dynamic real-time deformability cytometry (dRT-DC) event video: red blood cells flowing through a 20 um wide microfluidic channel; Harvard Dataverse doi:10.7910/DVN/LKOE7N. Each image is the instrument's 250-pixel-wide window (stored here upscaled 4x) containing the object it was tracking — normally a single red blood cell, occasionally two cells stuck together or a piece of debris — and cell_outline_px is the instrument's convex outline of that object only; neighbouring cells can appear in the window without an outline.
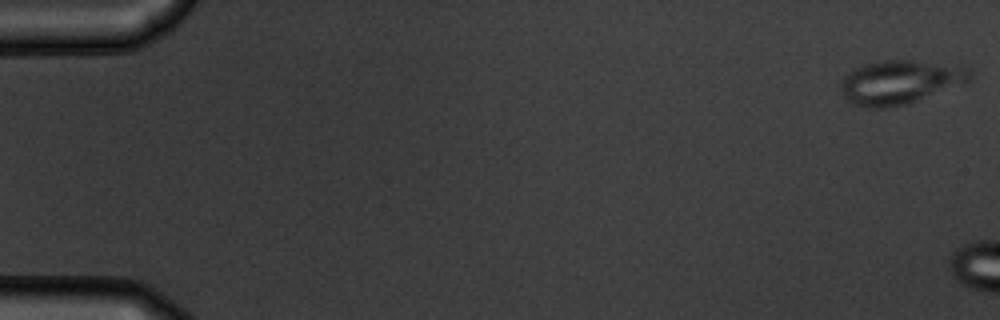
{"species": "common noctule bat (a hibernating species)", "species_latin": "Nyctalus noctula", "temperature_condition": "warm", "stored_images_in_passage": 8, "camera_frame_rate_fps": 3000, "um_per_image_px": 0.085, "animal": {"sex": "male", "body_mass_g": 19.5, "forearm_length_mm": 54.6}, "frame": {"image": 1, "passage_image": 1, "time_ms": 0.0, "image_size_px": [1000, 320], "cell_outline_px": [[972, 80], [904, 104], [888, 108], [868, 108], [852, 104], [844, 96], [840, 88], [840, 80], [852, 68], [864, 64], [880, 60], [912, 60], [964, 64], [972, 68]], "centroid_in_image_um": [76.52, 6.94], "position_along_channel_um": 8.5, "area_um2": 33.47}}